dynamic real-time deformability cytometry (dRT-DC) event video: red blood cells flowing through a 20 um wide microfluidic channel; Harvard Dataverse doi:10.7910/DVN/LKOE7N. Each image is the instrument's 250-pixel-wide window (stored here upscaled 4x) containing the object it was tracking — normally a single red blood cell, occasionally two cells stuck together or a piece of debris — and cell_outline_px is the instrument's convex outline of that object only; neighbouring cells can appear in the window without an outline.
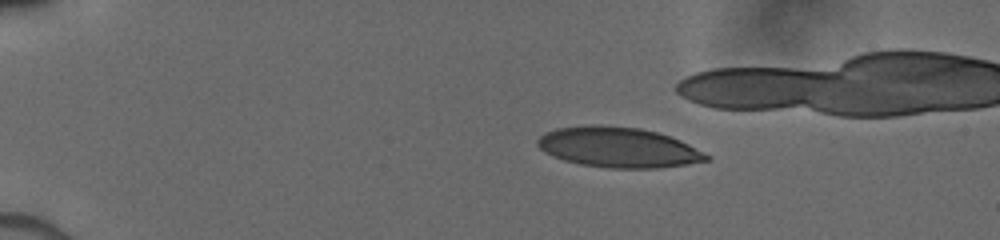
{"species": "human", "species_latin": "Homo sapiens", "temperature_condition": "cold", "stored_images_in_passage": 15, "segment_of_instrument_passage": [1, 2], "camera_frame_rate_fps": 3000, "um_per_image_px": 0.085, "donor": {"sex": "male"}, "frame": {"image": 1, "passage_image": 1, "time_ms": 0.0, "image_size_px": [1000, 240], "cell_outline_px": [[712, 156], [708, 160], [684, 164], [656, 168], [612, 168], [580, 164], [564, 160], [540, 148], [536, 144], [536, 140], [540, 136], [556, 128], [592, 124], [600, 124], [640, 128], [656, 132], [680, 140]], "centroid_in_image_um": [52.56, 12.51], "position_along_channel_um": 32.4, "area_um2": 39.25}}
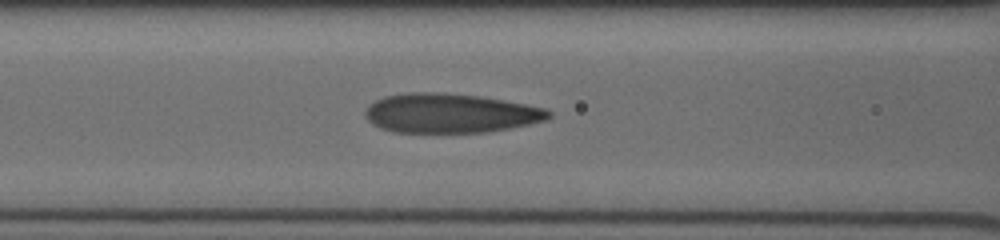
{"frame": {"image": 2, "passage_image": 12, "time_ms": 4.333, "image_size_px": [1000, 240], "cell_outline_px": [[552, 116], [544, 120], [528, 124], [488, 132], [392, 132], [380, 128], [372, 124], [364, 116], [364, 112], [368, 104], [384, 96], [412, 92], [444, 92], [480, 96], [524, 104], [544, 108], [552, 112]], "centroid_in_image_um": [38.21, 9.62], "position_along_channel_um": 128.4, "area_um2": 42.08}}
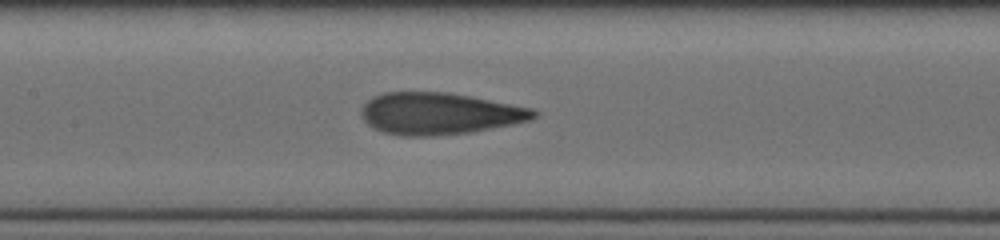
{"frame": {"image": 3, "passage_image": 14, "time_ms": 5.333, "image_size_px": [1000, 240], "cell_outline_px": [[540, 112], [532, 120], [512, 124], [468, 132], [432, 136], [400, 136], [384, 132], [372, 128], [364, 120], [360, 112], [364, 104], [368, 100], [384, 92], [448, 92], [532, 108]], "centroid_in_image_um": [37.33, 9.65], "position_along_channel_um": 170.1, "area_um2": 41.85}}